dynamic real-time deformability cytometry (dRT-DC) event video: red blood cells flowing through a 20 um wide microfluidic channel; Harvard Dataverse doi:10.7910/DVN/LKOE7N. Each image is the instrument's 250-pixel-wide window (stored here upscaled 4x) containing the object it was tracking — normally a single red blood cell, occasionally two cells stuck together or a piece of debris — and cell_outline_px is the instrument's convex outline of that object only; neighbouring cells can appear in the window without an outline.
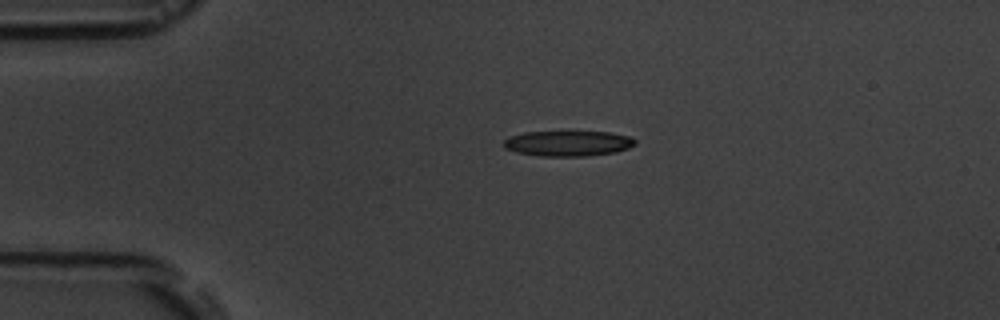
{"species": "common noctule bat (a hibernating species)", "species_latin": "Nyctalus noctula", "temperature_condition": "room temperature", "stored_images_in_passage": 3, "camera_frame_rate_fps": 3000, "um_per_image_px": 0.085, "animal": {"sex": "male", "body_mass_g": 19.5, "forearm_length_mm": 54.6}, "frame": {"image": 1, "passage_image": 2, "time_ms": 2.0, "image_size_px": [1000, 320], "cell_outline_px": [[636, 144], [628, 148], [616, 152], [588, 156], [540, 156], [516, 152], [504, 148], [500, 144], [508, 136], [524, 132], [612, 132], [632, 136], [636, 140]], "centroid_in_image_um": [48.27, 12.19], "position_along_channel_um": 36.7, "area_um2": 19.77}}